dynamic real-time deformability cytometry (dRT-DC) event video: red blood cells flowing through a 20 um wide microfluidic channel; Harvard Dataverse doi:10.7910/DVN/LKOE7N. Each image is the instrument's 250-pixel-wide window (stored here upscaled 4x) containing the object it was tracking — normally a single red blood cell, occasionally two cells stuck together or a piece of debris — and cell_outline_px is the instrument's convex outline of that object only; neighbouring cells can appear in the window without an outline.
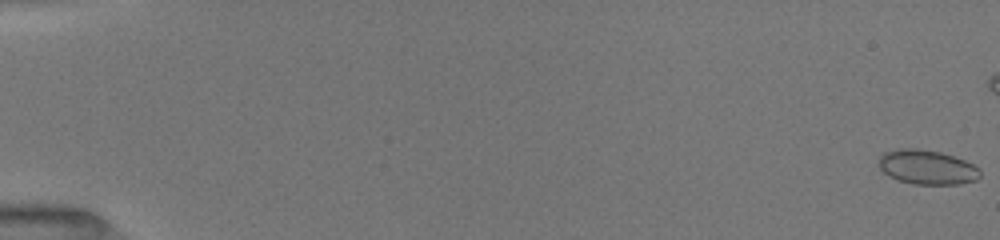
{"species": "common noctule bat (a hibernating species)", "species_latin": "Nyctalus noctula", "temperature_condition": "room temperature", "stored_images_in_passage": 44, "camera_frame_rate_fps": 3000, "um_per_image_px": 0.085, "animal": {"sex": "female", "body_mass_g": 19.5, "forearm_length_mm": 54.1}, "frame": {"image": 1, "passage_image": 1, "time_ms": 0.0, "image_size_px": [1000, 240], "cell_outline_px": [[980, 176], [976, 180], [960, 184], [912, 184], [896, 180], [888, 176], [880, 168], [880, 156], [884, 152], [900, 148], [916, 148], [940, 152], [964, 160], [980, 168]], "centroid_in_image_um": [78.8, 14.22], "position_along_channel_um": 6.2, "area_um2": 20.35}}
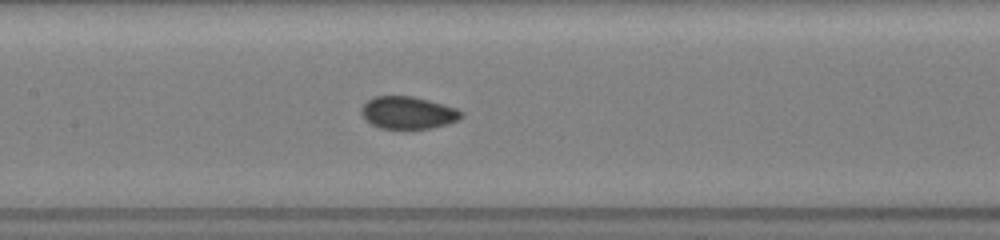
{"frame": {"image": 2, "passage_image": 27, "time_ms": 8.667, "image_size_px": [1000, 240], "cell_outline_px": [[464, 116], [448, 124], [432, 128], [380, 128], [364, 120], [360, 112], [360, 108], [372, 96], [412, 96], [428, 100], [456, 108], [464, 112]], "centroid_in_image_um": [34.66, 9.57], "position_along_channel_um": 172.7, "area_um2": 18.9}}
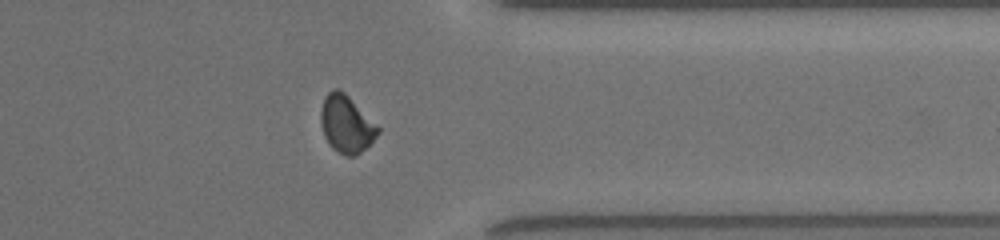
{"frame": {"image": 3, "passage_image": 43, "time_ms": 14.0, "image_size_px": [1000, 240], "cell_outline_px": [[380, 132], [356, 156], [348, 156], [332, 148], [328, 144], [324, 136], [320, 124], [320, 112], [324, 96], [332, 88], [340, 88], [380, 128]], "centroid_in_image_um": [29.39, 10.52], "position_along_channel_um": 382.0, "area_um2": 18.96}}